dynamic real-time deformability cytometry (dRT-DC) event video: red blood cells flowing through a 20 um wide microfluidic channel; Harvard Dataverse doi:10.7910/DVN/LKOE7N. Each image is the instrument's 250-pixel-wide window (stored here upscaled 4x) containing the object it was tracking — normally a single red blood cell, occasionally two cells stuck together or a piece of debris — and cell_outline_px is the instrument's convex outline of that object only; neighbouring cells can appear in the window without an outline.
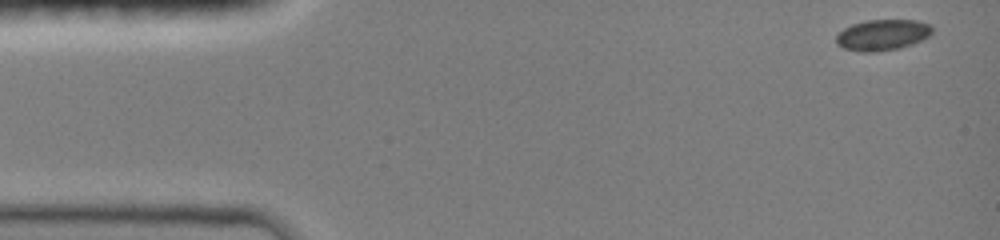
{"species": "common noctule bat (a hibernating species)", "species_latin": "Nyctalus noctula", "temperature_condition": "room temperature", "stored_images_in_passage": 47, "camera_frame_rate_fps": 3000, "um_per_image_px": 0.085, "animal": {"sex": "female", "body_mass_g": 19.0, "forearm_length_mm": 51.5}, "frame": {"image": 1, "passage_image": 1, "time_ms": 0.0, "image_size_px": [1000, 240], "cell_outline_px": [[932, 32], [928, 36], [912, 44], [900, 48], [876, 52], [860, 52], [844, 48], [836, 44], [836, 36], [844, 28], [852, 24], [868, 20], [916, 20], [932, 24]], "centroid_in_image_um": [75.01, 2.97], "position_along_channel_um": 10.0, "area_um2": 17.34}}
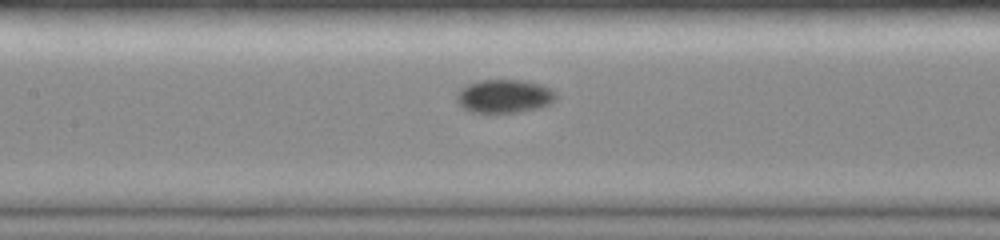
{"frame": {"image": 2, "passage_image": 21, "time_ms": 6.667, "image_size_px": [1000, 240], "cell_outline_px": [[556, 96], [552, 104], [520, 112], [472, 112], [464, 108], [456, 100], [456, 92], [464, 84], [480, 80], [524, 80], [544, 84], [556, 92]], "centroid_in_image_um": [42.86, 8.15], "position_along_channel_um": 164.5, "area_um2": 19.59}}
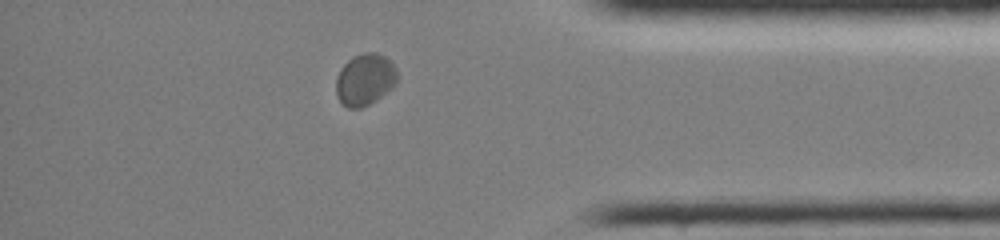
{"frame": {"image": 3, "passage_image": 40, "time_ms": 13.0, "image_size_px": [1000, 240], "cell_outline_px": [[396, 84], [392, 88], [376, 100], [360, 108], [348, 108], [336, 96], [336, 76], [340, 68], [352, 56], [364, 52], [376, 52], [384, 56], [396, 68]], "centroid_in_image_um": [31.0, 6.75], "position_along_channel_um": 404.2, "area_um2": 18.44}}